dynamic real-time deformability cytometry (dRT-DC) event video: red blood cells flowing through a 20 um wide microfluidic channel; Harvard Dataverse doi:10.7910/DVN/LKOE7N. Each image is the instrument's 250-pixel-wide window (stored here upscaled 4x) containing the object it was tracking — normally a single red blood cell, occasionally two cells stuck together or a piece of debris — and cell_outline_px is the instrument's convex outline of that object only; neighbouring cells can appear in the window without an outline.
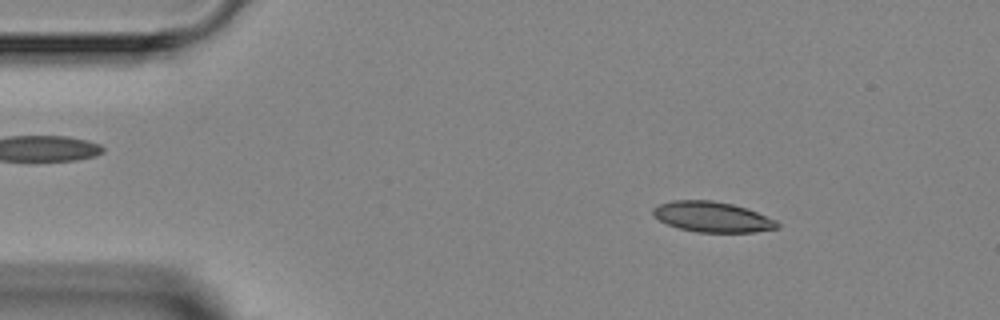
{"species": "Egyptian fruit bat (a non-hibernating species)", "species_latin": "Rousettus aegyptiacus", "temperature_condition": "room temperature", "stored_images_in_passage": 3, "camera_frame_rate_fps": 3000, "um_per_image_px": 0.085, "animal": {"sex": "female"}, "frame": {"image": 1, "passage_image": 1, "time_ms": 0.0, "image_size_px": [1000, 320], "cell_outline_px": [[780, 228], [752, 232], [696, 232], [680, 228], [668, 224], [660, 220], [652, 212], [652, 208], [660, 204], [672, 200], [712, 200], [732, 204], [756, 212], [776, 220], [780, 224]], "centroid_in_image_um": [60.56, 18.43], "position_along_channel_um": 24.4, "area_um2": 21.79}}
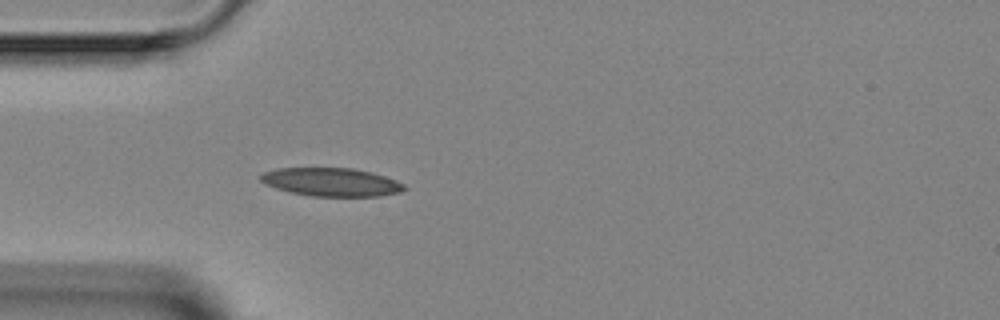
{"frame": {"image": 2, "passage_image": 3, "time_ms": 2.333, "image_size_px": [1000, 320], "cell_outline_px": [[408, 188], [400, 192], [380, 196], [312, 196], [292, 192], [276, 188], [264, 184], [260, 180], [260, 176], [264, 172], [276, 168], [352, 168], [372, 172], [396, 180], [404, 184]], "centroid_in_image_um": [28.18, 15.47], "position_along_channel_um": 56.8, "area_um2": 23.7}}